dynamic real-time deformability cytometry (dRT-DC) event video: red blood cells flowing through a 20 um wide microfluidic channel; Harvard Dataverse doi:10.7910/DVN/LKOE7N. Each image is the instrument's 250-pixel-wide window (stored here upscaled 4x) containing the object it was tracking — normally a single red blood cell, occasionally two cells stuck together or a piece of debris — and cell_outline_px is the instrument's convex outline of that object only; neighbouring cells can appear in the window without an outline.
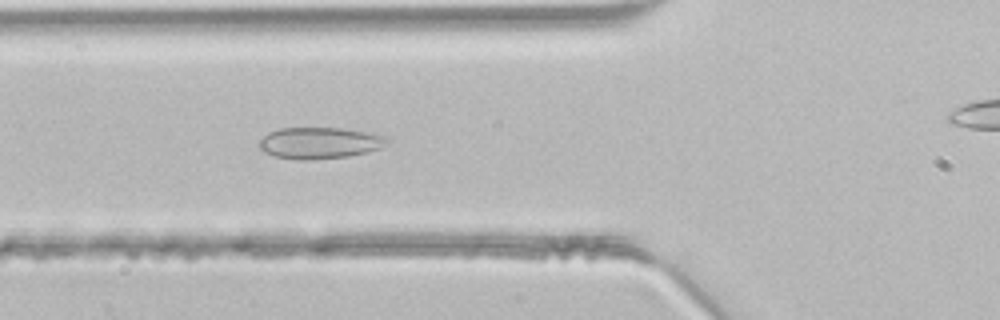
{"species": "common noctule bat (a hibernating species)", "species_latin": "Nyctalus noctula", "temperature_condition": "room temperature", "stored_images_in_passage": 40, "camera_frame_rate_fps": 3000, "um_per_image_px": 0.085, "animal": {"sex": "male", "body_mass_g": 21.5, "forearm_length_mm": 52.0}, "frame": {"image": 1, "passage_image": 16, "time_ms": 5.0, "image_size_px": [1000, 320], "cell_outline_px": [[392, 140], [380, 148], [368, 152], [348, 156], [312, 160], [300, 160], [276, 156], [264, 152], [260, 148], [260, 140], [268, 132], [280, 128], [340, 128], [388, 136]], "centroid_in_image_um": [27.2, 12.15], "position_along_channel_um": 98.6, "area_um2": 23.41}}
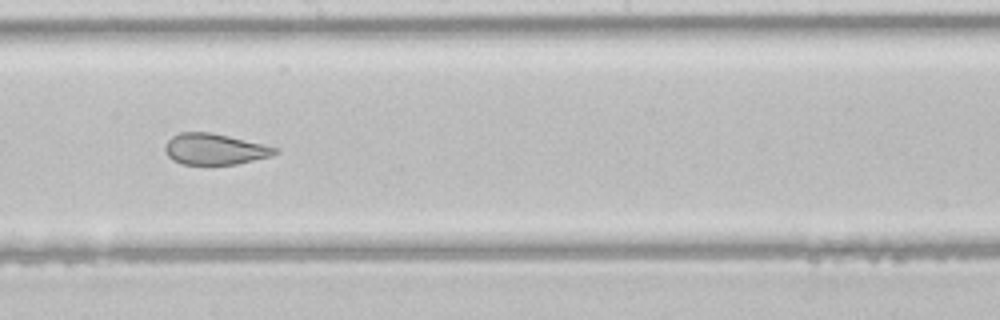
{"frame": {"image": 2, "passage_image": 25, "time_ms": 8.0, "image_size_px": [1000, 320], "cell_outline_px": [[280, 152], [272, 156], [236, 164], [180, 164], [172, 160], [168, 156], [164, 148], [168, 140], [172, 136], [180, 132], [212, 132], [264, 144], [280, 148]], "centroid_in_image_um": [18.28, 12.67], "position_along_channel_um": 229.9, "area_um2": 20.06}}
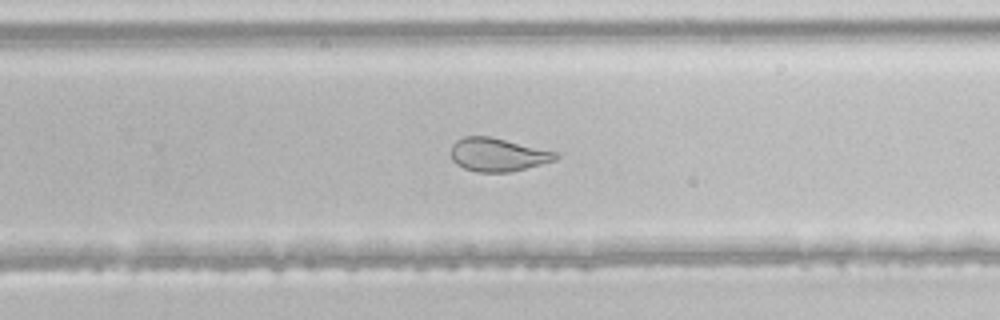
{"frame": {"image": 3, "passage_image": 29, "time_ms": 9.333, "image_size_px": [1000, 320], "cell_outline_px": [[560, 156], [556, 160], [512, 172], [476, 172], [464, 168], [456, 164], [452, 160], [452, 144], [456, 140], [464, 136], [488, 136], [560, 152]], "centroid_in_image_um": [42.34, 13.15], "position_along_channel_um": 287.5, "area_um2": 20.52}}